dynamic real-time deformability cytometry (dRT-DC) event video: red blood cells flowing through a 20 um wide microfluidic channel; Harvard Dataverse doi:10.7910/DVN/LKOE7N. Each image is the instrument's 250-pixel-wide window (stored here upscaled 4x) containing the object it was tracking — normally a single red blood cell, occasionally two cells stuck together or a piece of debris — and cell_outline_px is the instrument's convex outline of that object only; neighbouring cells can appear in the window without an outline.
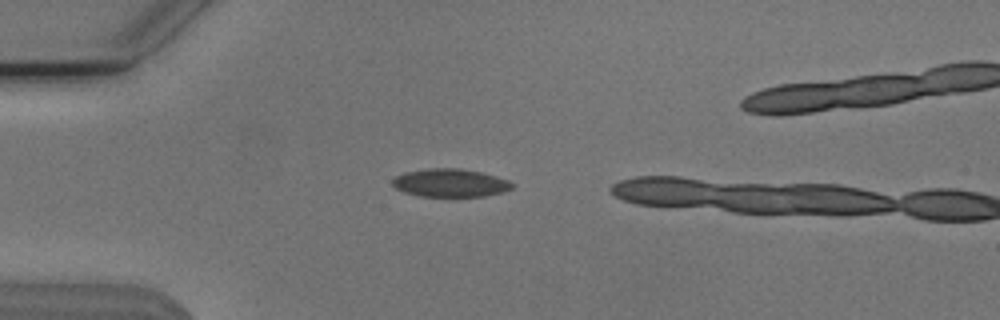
{"species": "Egyptian fruit bat (a non-hibernating species)", "species_latin": "Rousettus aegyptiacus", "temperature_condition": "cold", "stored_images_in_passage": 4, "camera_frame_rate_fps": 3000, "um_per_image_px": 0.085, "animal": {"sex": "male"}, "frame": {"image": 1, "passage_image": 1, "time_ms": 0.0, "image_size_px": [1000, 320], "cell_outline_px": [[512, 188], [504, 192], [484, 196], [420, 196], [404, 192], [396, 188], [392, 184], [392, 180], [396, 176], [404, 172], [428, 168], [460, 168], [480, 172], [496, 176], [508, 180], [512, 184]], "centroid_in_image_um": [38.26, 15.54], "position_along_channel_um": 46.7, "area_um2": 19.54}}